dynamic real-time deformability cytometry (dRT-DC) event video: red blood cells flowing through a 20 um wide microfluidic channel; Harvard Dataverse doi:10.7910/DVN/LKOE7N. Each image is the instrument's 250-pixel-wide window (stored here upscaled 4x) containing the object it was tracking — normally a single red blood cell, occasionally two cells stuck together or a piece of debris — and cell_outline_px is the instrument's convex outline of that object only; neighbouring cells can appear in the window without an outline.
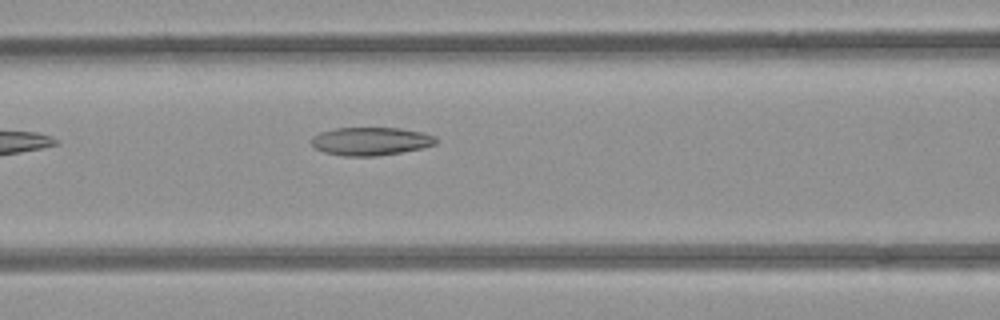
{"species": "common noctule bat (a hibernating species)", "species_latin": "Nyctalus noctula", "temperature_condition": "room temperature", "stored_images_in_passage": 7, "camera_frame_rate_fps": 3000, "um_per_image_px": 0.085, "animal": {"sex": "female", "body_mass_g": 21.9}, "frame": {"image": 1, "passage_image": 7, "time_ms": 7.0, "image_size_px": [1000, 320], "cell_outline_px": [[440, 140], [436, 144], [424, 148], [376, 156], [344, 156], [324, 152], [316, 148], [312, 144], [312, 136], [320, 132], [336, 128], [400, 128], [424, 132], [436, 136]], "centroid_in_image_um": [31.57, 12.0], "position_along_channel_um": 135.0, "area_um2": 20.58}}